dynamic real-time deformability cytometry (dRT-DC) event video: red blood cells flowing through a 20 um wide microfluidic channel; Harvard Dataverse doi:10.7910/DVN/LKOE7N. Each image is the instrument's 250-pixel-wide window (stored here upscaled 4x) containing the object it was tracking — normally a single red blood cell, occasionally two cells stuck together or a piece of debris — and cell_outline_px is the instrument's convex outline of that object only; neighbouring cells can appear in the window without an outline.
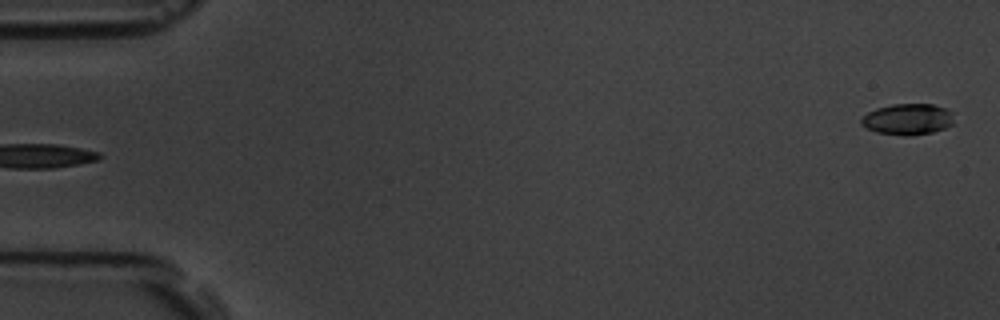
{"species": "common noctule bat (a hibernating species)", "species_latin": "Nyctalus noctula", "temperature_condition": "room temperature", "stored_images_in_passage": 5, "camera_frame_rate_fps": 3000, "um_per_image_px": 0.085, "animal": {"sex": "male", "body_mass_g": 19.5, "forearm_length_mm": 54.6}, "frame": {"image": 1, "passage_image": 5, "time_ms": 5.333, "image_size_px": [1000, 320], "cell_outline_px": [[952, 124], [944, 128], [932, 132], [908, 136], [904, 136], [876, 132], [860, 124], [860, 120], [868, 112], [876, 108], [892, 104], [932, 104], [948, 108], [952, 112]], "centroid_in_image_um": [77.15, 10.13], "position_along_channel_um": 7.8, "area_um2": 16.82}}